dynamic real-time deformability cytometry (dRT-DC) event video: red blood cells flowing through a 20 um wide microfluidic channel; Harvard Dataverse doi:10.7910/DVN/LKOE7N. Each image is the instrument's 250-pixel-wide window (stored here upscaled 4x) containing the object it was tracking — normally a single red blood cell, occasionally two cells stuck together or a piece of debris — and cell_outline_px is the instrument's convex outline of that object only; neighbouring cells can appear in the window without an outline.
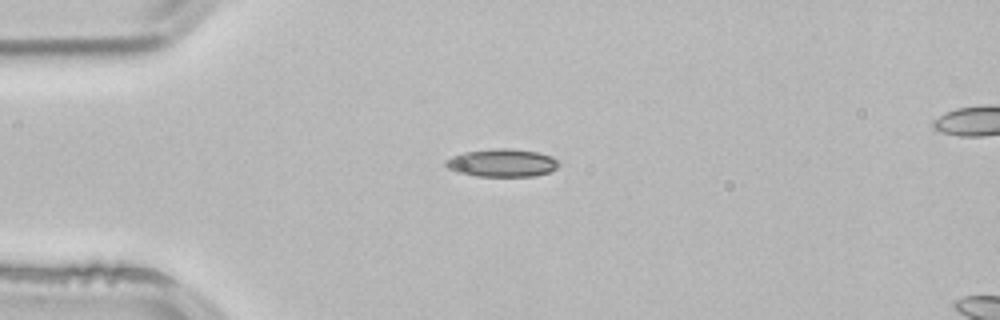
{"species": "common noctule bat (a hibernating species)", "species_latin": "Nyctalus noctula", "temperature_condition": "room temperature", "stored_images_in_passage": 4, "camera_frame_rate_fps": 3000, "um_per_image_px": 0.085, "animal": {"sex": "male", "body_mass_g": 21.5, "forearm_length_mm": 52.0}, "frame": {"image": 1, "passage_image": 3, "time_ms": 0.667, "image_size_px": [1000, 320], "cell_outline_px": [[560, 164], [552, 172], [536, 176], [476, 176], [456, 172], [448, 168], [444, 164], [444, 160], [452, 156], [464, 152], [492, 148], [512, 148], [540, 152], [552, 156]], "centroid_in_image_um": [42.68, 13.84], "position_along_channel_um": 42.3, "area_um2": 18.73}}